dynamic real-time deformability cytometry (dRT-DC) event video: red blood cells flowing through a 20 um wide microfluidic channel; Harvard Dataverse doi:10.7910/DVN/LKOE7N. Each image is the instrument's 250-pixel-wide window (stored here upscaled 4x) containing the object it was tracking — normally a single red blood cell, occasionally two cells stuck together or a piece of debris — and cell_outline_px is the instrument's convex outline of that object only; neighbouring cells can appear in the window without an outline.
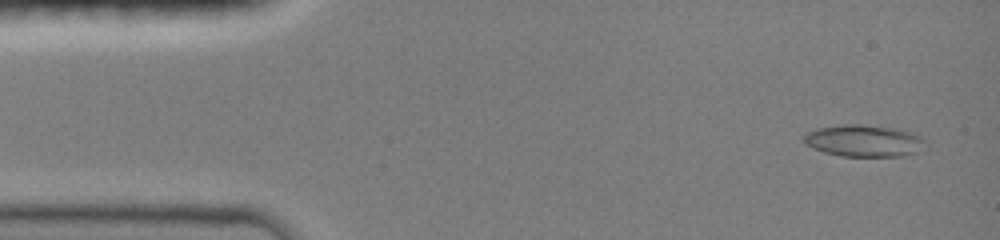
{"species": "common noctule bat (a hibernating species)", "species_latin": "Nyctalus noctula", "temperature_condition": "room temperature", "stored_images_in_passage": 48, "camera_frame_rate_fps": 3000, "um_per_image_px": 0.085, "animal": {"sex": "female", "body_mass_g": 19.0, "forearm_length_mm": 51.5}, "frame": {"image": 1, "passage_image": 3, "time_ms": 0.667, "image_size_px": [1000, 240], "cell_outline_px": [[928, 148], [924, 152], [904, 156], [840, 156], [824, 152], [812, 148], [804, 140], [804, 136], [808, 132], [816, 128], [844, 124], [860, 124], [892, 128], [912, 132], [920, 136], [928, 144]], "centroid_in_image_um": [73.53, 11.98], "position_along_channel_um": 11.5, "area_um2": 22.89}}
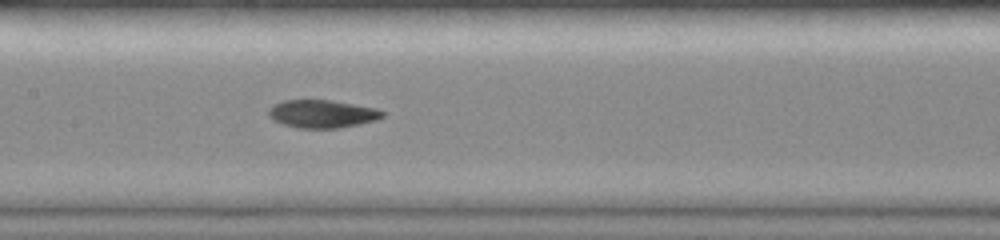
{"frame": {"image": 2, "passage_image": 23, "time_ms": 7.333, "image_size_px": [1000, 240], "cell_outline_px": [[384, 116], [376, 120], [360, 124], [340, 128], [300, 128], [284, 124], [268, 116], [268, 108], [272, 104], [284, 100], [332, 100], [376, 108], [384, 112]], "centroid_in_image_um": [27.39, 9.67], "position_along_channel_um": 180.0, "area_um2": 18.55}}
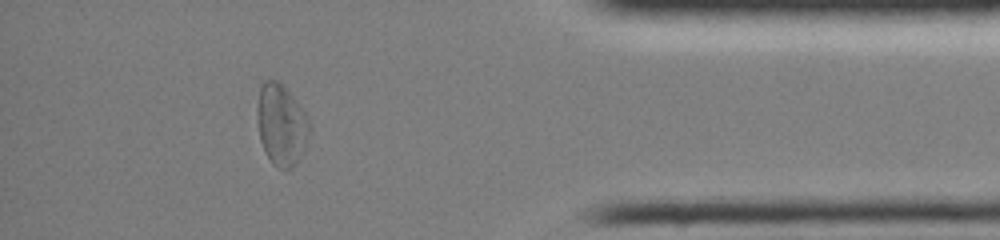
{"frame": {"image": 3, "passage_image": 42, "time_ms": 13.667, "image_size_px": [1000, 240], "cell_outline_px": [[312, 128], [304, 148], [296, 164], [292, 168], [276, 168], [272, 164], [260, 140], [256, 112], [256, 104], [260, 84], [264, 80], [280, 80], [308, 116]], "centroid_in_image_um": [23.91, 10.56], "position_along_channel_um": 411.3, "area_um2": 25.14}, "authors_computed_cell_mechanics": {"area_um2": 19.652, "velocity_mm_per_s": 4.0302, "shape_relaxation_time_tau1_ms": 10.3869, "shape_relaxation_time_tau2_ms": 3.7807, "deformation_change_tau1": 0.2756, "deformation_change_tau2": 0.1093}}